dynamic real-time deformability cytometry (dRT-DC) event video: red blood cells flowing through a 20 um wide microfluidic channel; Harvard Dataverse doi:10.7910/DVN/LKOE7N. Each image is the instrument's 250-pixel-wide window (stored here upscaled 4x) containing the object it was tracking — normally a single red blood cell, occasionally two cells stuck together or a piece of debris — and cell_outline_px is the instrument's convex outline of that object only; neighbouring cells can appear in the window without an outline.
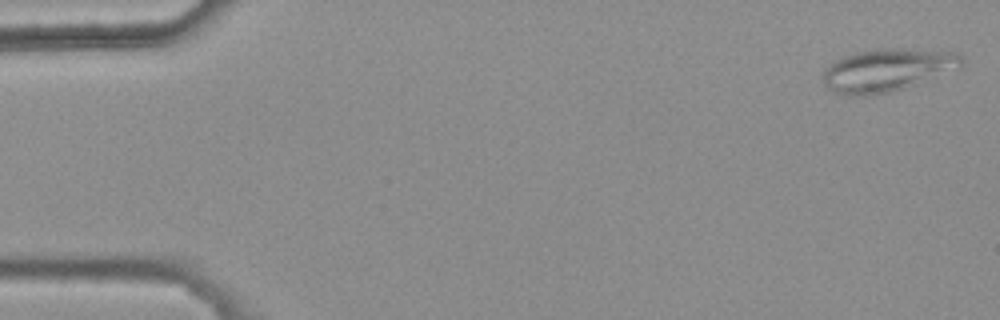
{"species": "common noctule bat (a hibernating species)", "species_latin": "Nyctalus noctula", "temperature_condition": "warm", "stored_images_in_passage": 5, "camera_frame_rate_fps": 3000, "um_per_image_px": 0.085, "animal": {"sex": "female", "body_mass_g": 25.1}, "frame": {"image": 1, "passage_image": 1, "time_ms": 0.0, "image_size_px": [1000, 320], "cell_outline_px": [[964, 64], [904, 88], [888, 92], [868, 96], [852, 96], [836, 92], [828, 88], [824, 84], [824, 72], [836, 60], [844, 56], [856, 52], [880, 48], [908, 48], [960, 52], [964, 56]], "centroid_in_image_um": [75.43, 5.93], "position_along_channel_um": 9.6, "area_um2": 34.1}}